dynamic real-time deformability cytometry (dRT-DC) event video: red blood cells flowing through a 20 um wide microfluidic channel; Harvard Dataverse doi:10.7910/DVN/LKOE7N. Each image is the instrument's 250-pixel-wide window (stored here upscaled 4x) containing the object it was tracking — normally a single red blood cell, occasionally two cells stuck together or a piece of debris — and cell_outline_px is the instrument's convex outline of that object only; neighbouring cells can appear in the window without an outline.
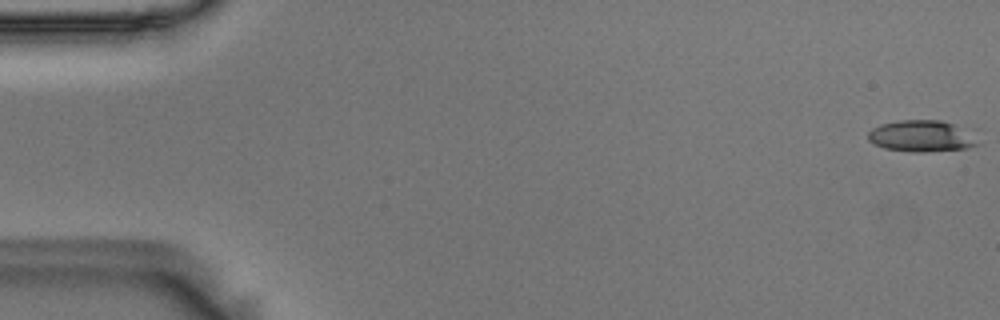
{"species": "Egyptian fruit bat (a non-hibernating species)", "species_latin": "Rousettus aegyptiacus", "temperature_condition": "room temperature", "stored_images_in_passage": 50, "camera_frame_rate_fps": 3000, "um_per_image_px": 0.085, "animal": {"sex": "male"}, "frame": {"image": 1, "passage_image": 1, "time_ms": 0.0, "image_size_px": [1000, 320], "cell_outline_px": [[980, 144], [968, 148], [924, 152], [912, 152], [884, 148], [868, 140], [868, 132], [872, 128], [880, 124], [900, 120], [940, 120], [976, 128]], "centroid_in_image_um": [78.5, 11.55], "position_along_channel_um": 6.5, "area_um2": 20.98}}
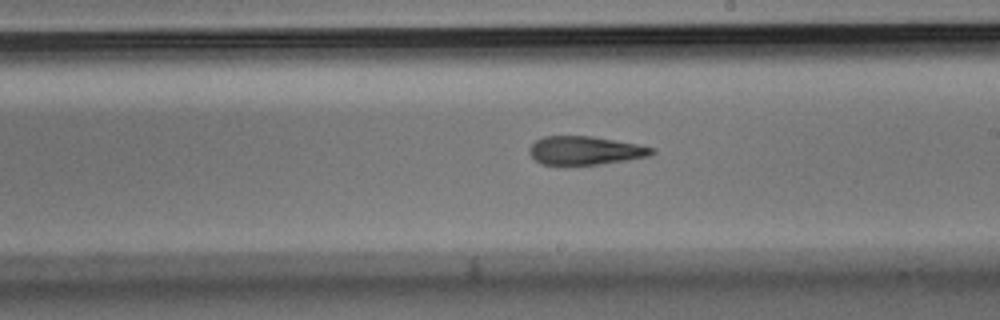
{"frame": {"image": 2, "passage_image": 32, "time_ms": 10.333, "image_size_px": [1000, 320], "cell_outline_px": [[656, 152], [648, 156], [628, 160], [600, 164], [564, 168], [540, 164], [528, 152], [528, 148], [536, 140], [544, 136], [592, 136], [636, 144], [656, 148]], "centroid_in_image_um": [49.68, 12.84], "position_along_channel_um": 239.3, "area_um2": 21.1}}
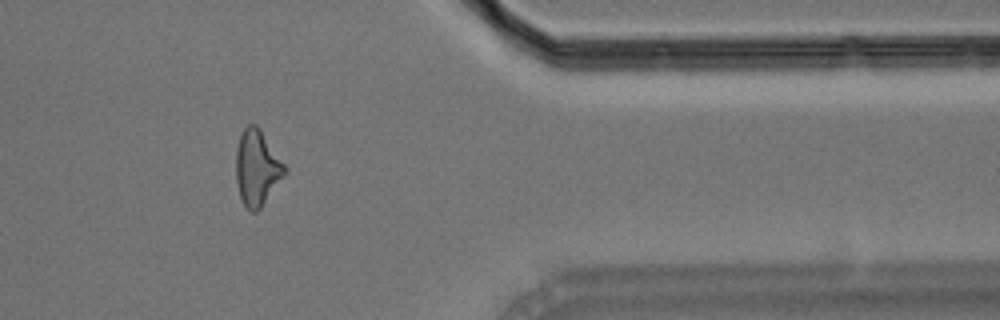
{"frame": {"image": 3, "passage_image": 46, "time_ms": 15.0, "image_size_px": [1000, 320], "cell_outline_px": [[288, 172], [260, 208], [256, 212], [252, 212], [244, 204], [240, 196], [236, 180], [236, 148], [240, 136], [244, 128], [248, 124], [256, 124], [260, 128], [288, 168]], "centroid_in_image_um": [21.87, 14.24], "position_along_channel_um": 389.5, "area_um2": 21.56}}